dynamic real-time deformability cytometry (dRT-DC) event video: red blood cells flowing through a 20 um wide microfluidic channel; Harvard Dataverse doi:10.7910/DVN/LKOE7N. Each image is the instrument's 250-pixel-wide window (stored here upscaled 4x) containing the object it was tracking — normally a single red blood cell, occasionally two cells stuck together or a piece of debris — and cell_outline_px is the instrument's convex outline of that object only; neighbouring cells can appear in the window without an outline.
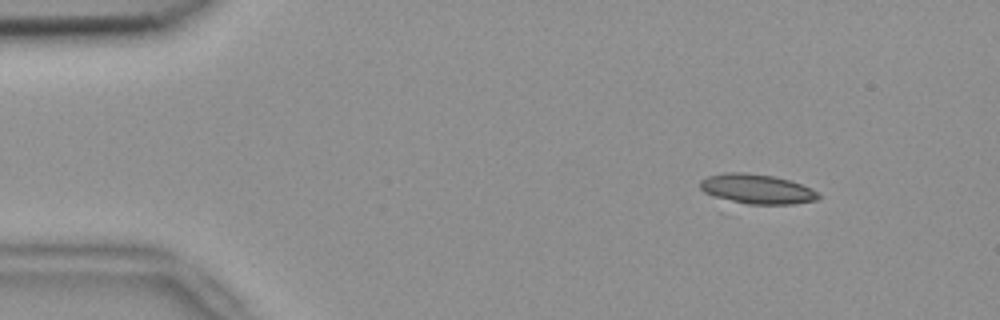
{"species": "common noctule bat (a hibernating species)", "species_latin": "Nyctalus noctula", "temperature_condition": "room temperature", "stored_images_in_passage": 48, "camera_frame_rate_fps": 3000, "um_per_image_px": 0.085, "animal": {"sex": "female", "body_mass_g": 18.4}, "frame": {"image": 1, "passage_image": 1, "time_ms": 0.0, "image_size_px": [1000, 320], "cell_outline_px": [[820, 196], [816, 200], [792, 204], [720, 212], [700, 188], [700, 180], [708, 176], [724, 172], [744, 172], [772, 176], [788, 180], [812, 188]], "centroid_in_image_um": [64.02, 16.25], "position_along_channel_um": 21.0, "area_um2": 23.81}}
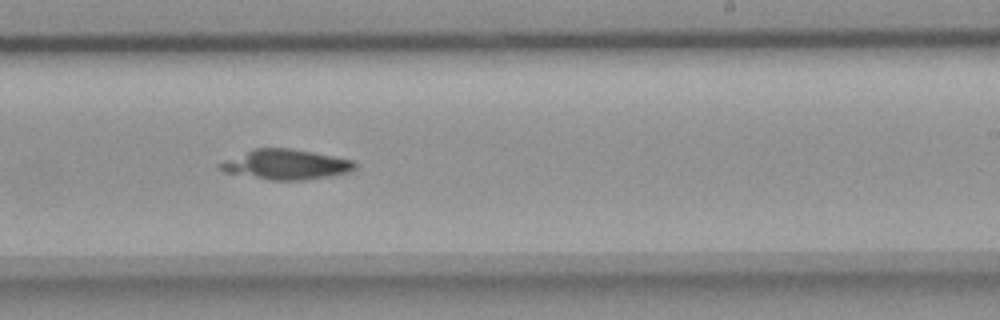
{"frame": {"image": 2, "passage_image": 27, "time_ms": 8.667, "image_size_px": [1000, 320], "cell_outline_px": [[356, 168], [348, 172], [328, 176], [304, 180], [268, 180], [224, 172], [216, 168], [216, 164], [224, 160], [252, 148], [292, 148], [352, 160], [356, 164]], "centroid_in_image_um": [24.21, 13.98], "position_along_channel_um": 264.8, "area_um2": 23.7}}
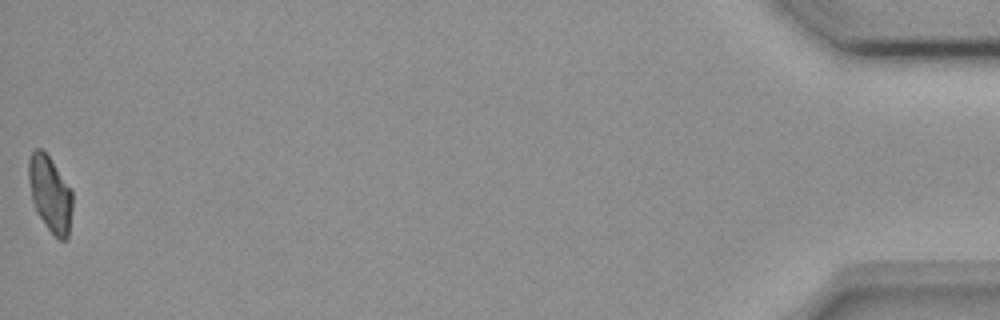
{"frame": {"image": 3, "passage_image": 48, "time_ms": 15.667, "image_size_px": [1000, 320], "cell_outline_px": [[72, 208], [68, 240], [60, 240], [48, 228], [36, 212], [32, 200], [28, 180], [28, 160], [32, 152], [36, 148], [40, 148], [48, 156], [72, 192]], "centroid_in_image_um": [4.24, 16.51], "position_along_channel_um": 431.0, "area_um2": 19.07}}